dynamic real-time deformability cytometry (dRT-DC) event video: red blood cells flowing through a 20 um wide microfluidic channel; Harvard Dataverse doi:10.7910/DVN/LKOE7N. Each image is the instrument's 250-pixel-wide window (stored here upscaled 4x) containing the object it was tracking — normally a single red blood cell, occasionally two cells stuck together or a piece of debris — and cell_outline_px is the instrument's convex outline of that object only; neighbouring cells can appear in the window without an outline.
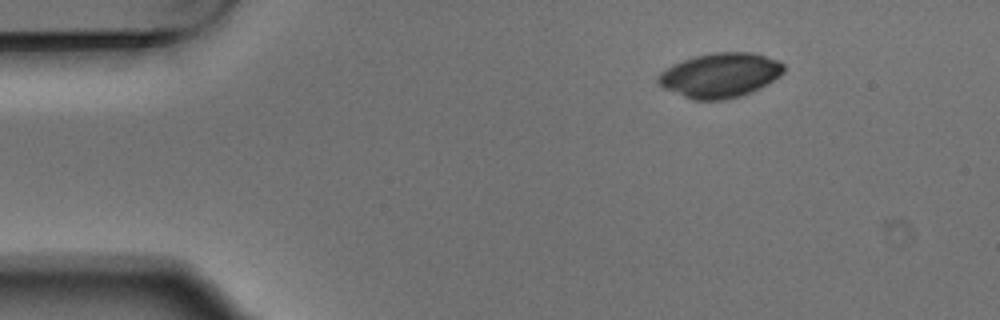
{"species": "Egyptian fruit bat (a non-hibernating species)", "species_latin": "Rousettus aegyptiacus", "temperature_condition": "warm", "stored_images_in_passage": 4, "camera_frame_rate_fps": 3000, "um_per_image_px": 0.085, "animal": {"sex": "male"}, "frame": {"image": 1, "passage_image": 1, "time_ms": 0.0, "image_size_px": [1000, 320], "cell_outline_px": [[784, 72], [780, 76], [760, 88], [752, 92], [740, 96], [724, 100], [692, 100], [664, 88], [656, 84], [656, 76], [660, 72], [672, 64], [696, 56], [712, 52], [752, 52], [780, 60], [784, 64]], "centroid_in_image_um": [61.2, 6.39], "position_along_channel_um": 23.8, "area_um2": 32.95}}